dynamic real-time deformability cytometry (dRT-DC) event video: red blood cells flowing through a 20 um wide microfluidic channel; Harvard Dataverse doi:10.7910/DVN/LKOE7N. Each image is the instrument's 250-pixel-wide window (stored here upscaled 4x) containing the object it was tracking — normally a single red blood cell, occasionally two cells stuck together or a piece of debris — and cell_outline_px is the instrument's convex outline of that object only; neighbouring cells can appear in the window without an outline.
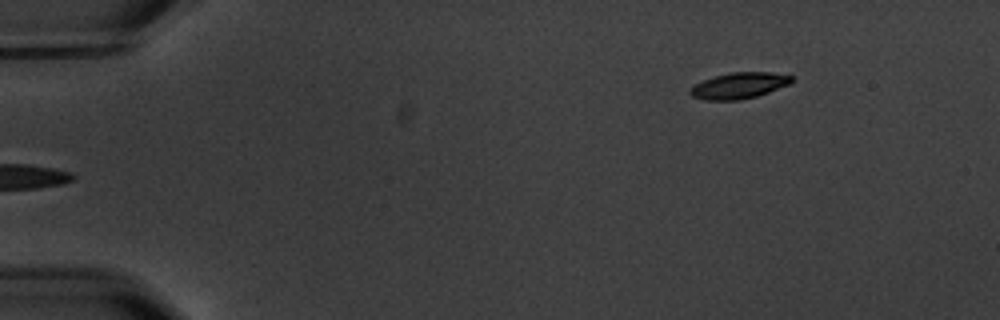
{"species": "common noctule bat (a hibernating species)", "species_latin": "Nyctalus noctula", "temperature_condition": "warm", "stored_images_in_passage": 5, "segment_of_instrument_passage": [2, 2], "camera_frame_rate_fps": 3000, "um_per_image_px": 0.085, "animal": {"sex": "male", "body_mass_g": 20.1, "forearm_length_mm": 53.5}, "frame": {"image": 1, "passage_image": 5, "time_ms": 5.667, "image_size_px": [1000, 320], "cell_outline_px": [[792, 80], [788, 84], [768, 92], [756, 96], [740, 100], [708, 100], [692, 96], [688, 92], [696, 84], [704, 80], [716, 76], [732, 72], [768, 72], [792, 76]], "centroid_in_image_um": [62.81, 7.28], "position_along_channel_um": 22.2, "area_um2": 15.03}}